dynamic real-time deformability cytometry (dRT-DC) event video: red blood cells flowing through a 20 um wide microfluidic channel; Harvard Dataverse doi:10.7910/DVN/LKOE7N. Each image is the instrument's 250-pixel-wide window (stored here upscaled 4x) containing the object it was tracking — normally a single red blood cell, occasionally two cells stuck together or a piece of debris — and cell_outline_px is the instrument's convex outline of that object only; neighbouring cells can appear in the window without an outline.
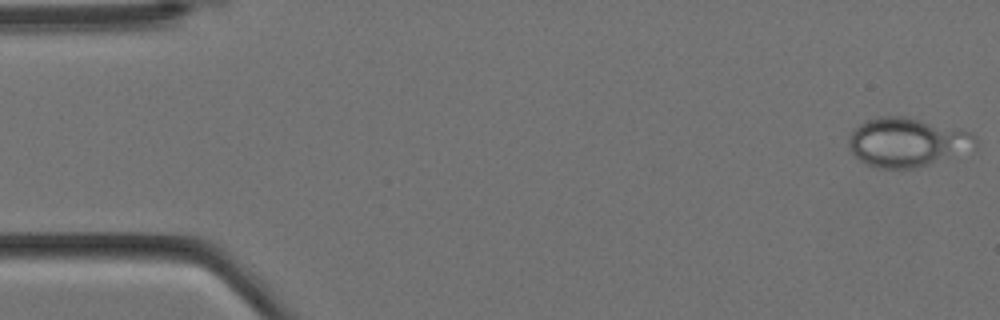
{"species": "Egyptian fruit bat (a non-hibernating species)", "species_latin": "Rousettus aegyptiacus", "temperature_condition": "cold", "stored_images_in_passage": 9, "segment_of_instrument_passage": [1, 2], "camera_frame_rate_fps": 3000, "um_per_image_px": 0.085, "animal": {"sex": "female"}, "frame": {"image": 1, "passage_image": 1, "time_ms": 0.0, "image_size_px": [1000, 320], "cell_outline_px": [[976, 148], [916, 168], [876, 168], [864, 164], [848, 148], [848, 136], [864, 120], [876, 116], [908, 116], [968, 132], [976, 136]], "centroid_in_image_um": [77.04, 12.08], "position_along_channel_um": 8.0, "area_um2": 36.13}}